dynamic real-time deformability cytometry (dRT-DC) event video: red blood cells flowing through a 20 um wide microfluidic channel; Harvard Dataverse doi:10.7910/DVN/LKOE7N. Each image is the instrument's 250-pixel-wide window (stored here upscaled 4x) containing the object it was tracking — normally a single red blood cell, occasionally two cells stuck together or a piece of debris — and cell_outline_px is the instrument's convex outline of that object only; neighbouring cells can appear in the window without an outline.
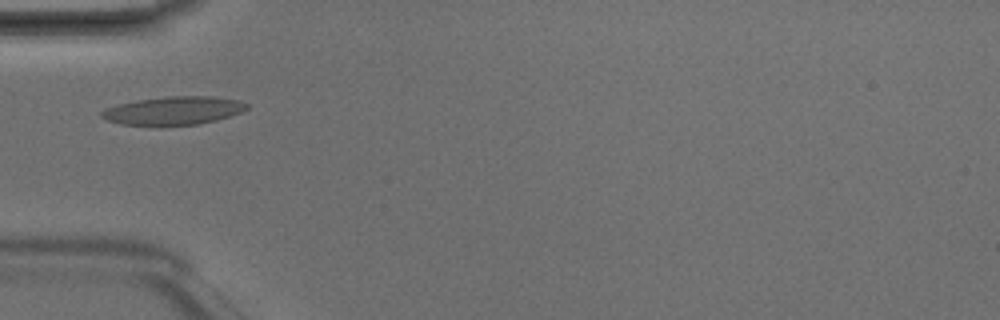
{"species": "Egyptian fruit bat (a non-hibernating species)", "species_latin": "Rousettus aegyptiacus", "temperature_condition": "room temperature", "stored_images_in_passage": 2, "camera_frame_rate_fps": 3000, "um_per_image_px": 0.085, "animal": {"sex": "male"}, "frame": {"image": 1, "passage_image": 1, "time_ms": 0.0, "image_size_px": [1000, 320], "cell_outline_px": [[248, 108], [240, 112], [216, 120], [196, 124], [160, 128], [120, 124], [108, 120], [100, 116], [100, 112], [104, 108], [116, 104], [136, 100], [172, 96], [208, 96], [240, 100], [248, 104]], "centroid_in_image_um": [14.67, 9.43], "position_along_channel_um": 70.3, "area_um2": 24.57}}